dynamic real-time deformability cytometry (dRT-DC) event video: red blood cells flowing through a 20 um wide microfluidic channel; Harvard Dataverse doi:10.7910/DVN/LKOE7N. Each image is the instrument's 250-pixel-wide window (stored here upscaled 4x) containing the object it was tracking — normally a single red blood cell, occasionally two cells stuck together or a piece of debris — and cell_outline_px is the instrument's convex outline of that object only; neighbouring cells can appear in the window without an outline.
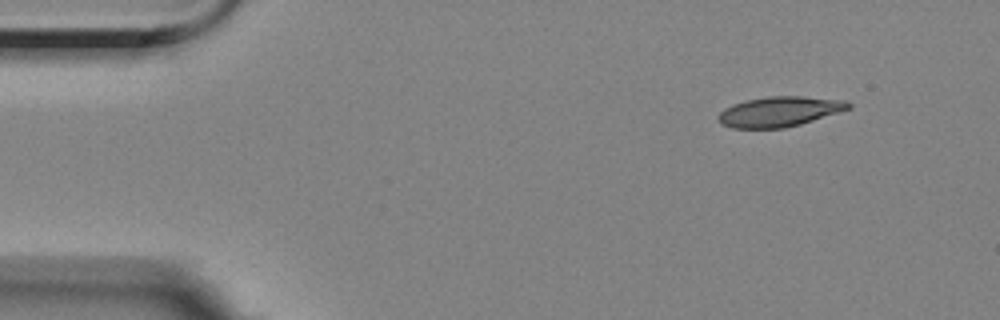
{"species": "Egyptian fruit bat (a non-hibernating species)", "species_latin": "Rousettus aegyptiacus", "temperature_condition": "room temperature", "stored_images_in_passage": 12, "camera_frame_rate_fps": 3000, "um_per_image_px": 0.085, "animal": {"sex": "female"}, "frame": {"image": 1, "passage_image": 1, "time_ms": 0.0, "image_size_px": [1000, 320], "cell_outline_px": [[852, 108], [800, 124], [784, 128], [732, 128], [720, 124], [716, 116], [724, 108], [732, 104], [744, 100], [768, 96], [800, 96], [848, 100], [852, 104]], "centroid_in_image_um": [66.24, 9.48], "position_along_channel_um": 18.8, "area_um2": 23.06}}
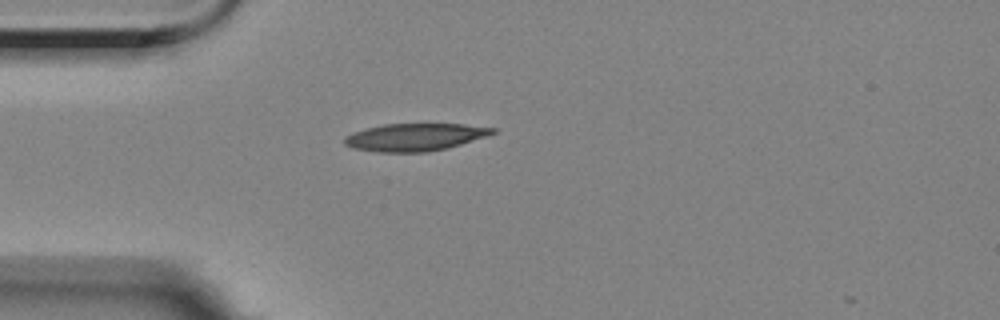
{"frame": {"image": 2, "passage_image": 10, "time_ms": 3.0, "image_size_px": [1000, 320], "cell_outline_px": [[496, 132], [488, 136], [448, 148], [428, 152], [376, 152], [352, 148], [344, 144], [344, 136], [352, 132], [384, 124], [464, 124], [496, 128]], "centroid_in_image_um": [35.27, 11.66], "position_along_channel_um": 49.7, "area_um2": 23.87}}